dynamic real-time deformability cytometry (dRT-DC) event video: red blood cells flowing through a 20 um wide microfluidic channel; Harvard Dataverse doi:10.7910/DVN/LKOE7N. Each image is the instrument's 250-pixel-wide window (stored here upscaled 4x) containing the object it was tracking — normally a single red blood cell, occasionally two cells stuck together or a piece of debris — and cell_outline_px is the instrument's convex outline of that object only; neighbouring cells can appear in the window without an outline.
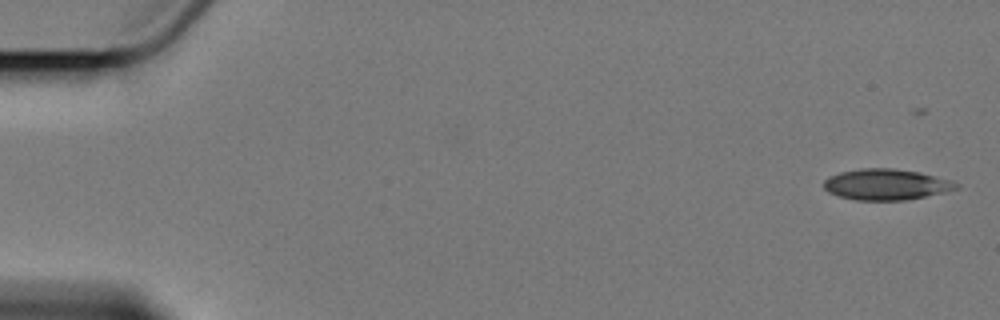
{"species": "Egyptian fruit bat (a non-hibernating species)", "species_latin": "Rousettus aegyptiacus", "temperature_condition": "cold", "stored_images_in_passage": 5, "camera_frame_rate_fps": 3000, "um_per_image_px": 0.085, "animal": {"sex": "female"}, "frame": {"image": 1, "passage_image": 1, "time_ms": 0.0, "image_size_px": [1000, 320], "cell_outline_px": [[960, 188], [944, 192], [904, 200], [856, 200], [840, 196], [828, 192], [824, 188], [824, 180], [828, 176], [840, 172], [860, 168], [892, 168], [920, 172], [952, 180], [960, 184]], "centroid_in_image_um": [75.33, 15.67], "position_along_channel_um": 9.7, "area_um2": 23.93}}
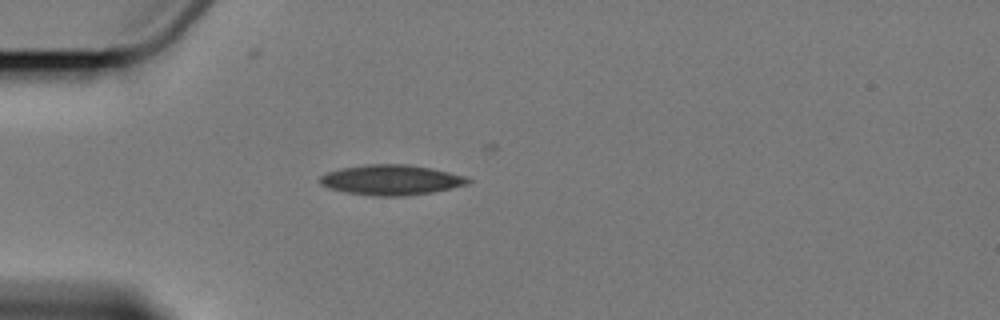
{"frame": {"image": 2, "passage_image": 5, "time_ms": 5.0, "image_size_px": [1000, 320], "cell_outline_px": [[472, 180], [468, 184], [432, 192], [404, 196], [376, 196], [348, 192], [328, 188], [320, 184], [320, 176], [324, 172], [340, 168], [368, 164], [408, 164], [432, 168], [464, 176]], "centroid_in_image_um": [33.22, 15.28], "position_along_channel_um": 51.8, "area_um2": 26.01}}